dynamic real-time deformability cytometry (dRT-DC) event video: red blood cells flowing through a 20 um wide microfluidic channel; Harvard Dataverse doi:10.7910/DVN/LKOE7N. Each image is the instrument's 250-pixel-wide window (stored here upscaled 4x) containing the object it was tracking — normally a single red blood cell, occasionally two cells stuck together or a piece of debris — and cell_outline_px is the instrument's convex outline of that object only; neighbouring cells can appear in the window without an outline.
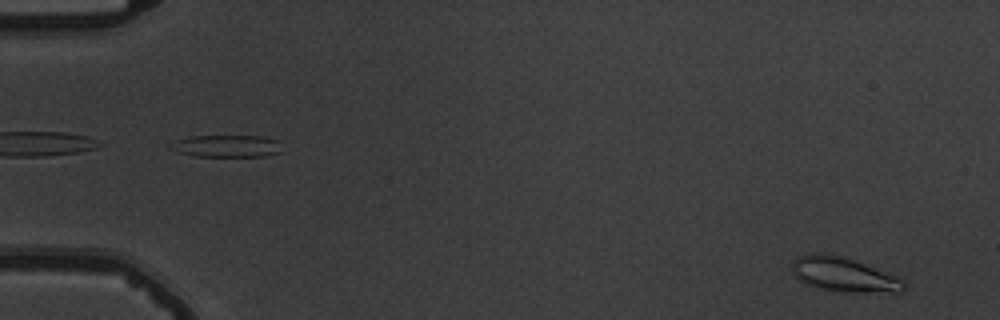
{"species": "common noctule bat (a hibernating species)", "species_latin": "Nyctalus noctula", "temperature_condition": "warm", "stored_images_in_passage": 56, "camera_frame_rate_fps": 3000, "um_per_image_px": 0.085, "animal": {"sex": "male", "body_mass_g": 19.5, "forearm_length_mm": 54.6}, "frame": {"image": 1, "passage_image": 3, "time_ms": 0.667, "image_size_px": [1000, 320], "cell_outline_px": [[904, 288], [900, 292], [840, 292], [816, 288], [800, 280], [792, 272], [792, 264], [800, 256], [816, 252], [828, 252], [844, 256], [856, 260], [896, 276], [904, 280]], "centroid_in_image_um": [71.72, 23.33], "position_along_channel_um": 13.3, "area_um2": 22.54}}
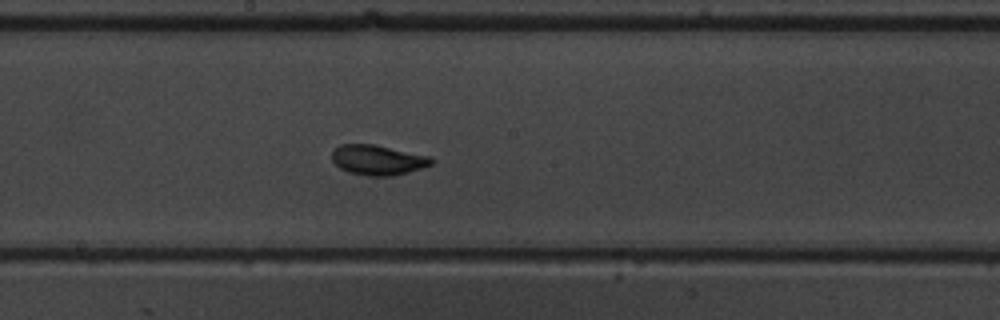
{"frame": {"image": 2, "passage_image": 31, "time_ms": 10.0, "image_size_px": [1000, 320], "cell_outline_px": [[436, 160], [432, 164], [408, 172], [392, 176], [368, 176], [348, 172], [340, 168], [332, 160], [332, 152], [340, 144], [376, 144], [432, 156]], "centroid_in_image_um": [32.15, 13.59], "position_along_channel_um": 216.0, "area_um2": 17.63}}
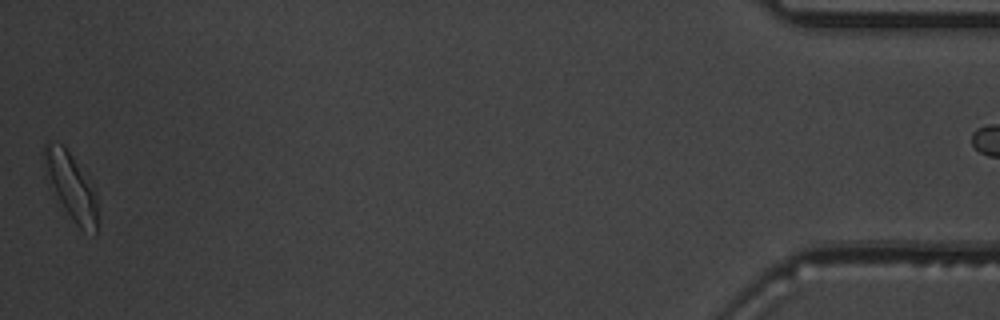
{"frame": {"image": 3, "passage_image": 55, "time_ms": 18.0, "image_size_px": [1000, 320], "cell_outline_px": [[96, 236], [84, 232], [72, 220], [44, 176], [44, 144], [48, 140], [56, 140], [64, 144], [96, 192]], "centroid_in_image_um": [6.0, 15.79], "position_along_channel_um": 429.2, "area_um2": 20.69}}